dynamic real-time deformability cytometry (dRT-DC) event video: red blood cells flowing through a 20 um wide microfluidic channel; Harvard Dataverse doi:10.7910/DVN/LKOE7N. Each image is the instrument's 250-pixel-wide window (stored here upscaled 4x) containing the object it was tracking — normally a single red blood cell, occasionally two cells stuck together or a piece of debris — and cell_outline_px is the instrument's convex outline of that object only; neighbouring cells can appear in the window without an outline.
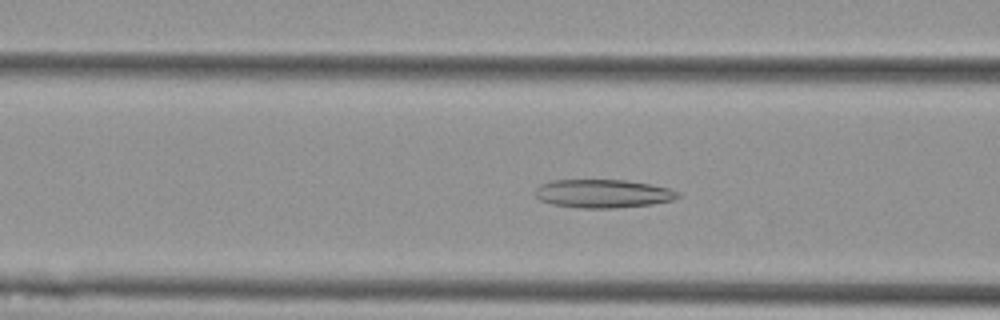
{"species": "Egyptian fruit bat (a non-hibernating species)", "species_latin": "Rousettus aegyptiacus", "temperature_condition": "cold", "stored_images_in_passage": 39, "camera_frame_rate_fps": 3000, "um_per_image_px": 0.085, "animal": {"sex": "female"}, "frame": {"image": 1, "passage_image": 8, "time_ms": 2.333, "image_size_px": [1000, 320], "cell_outline_px": [[680, 196], [672, 200], [652, 204], [616, 208], [580, 208], [552, 204], [540, 200], [536, 196], [536, 188], [540, 184], [552, 180], [624, 180], [648, 184], [668, 188], [676, 192]], "centroid_in_image_um": [51.21, 16.46], "position_along_channel_um": 115.4, "area_um2": 23.41}}
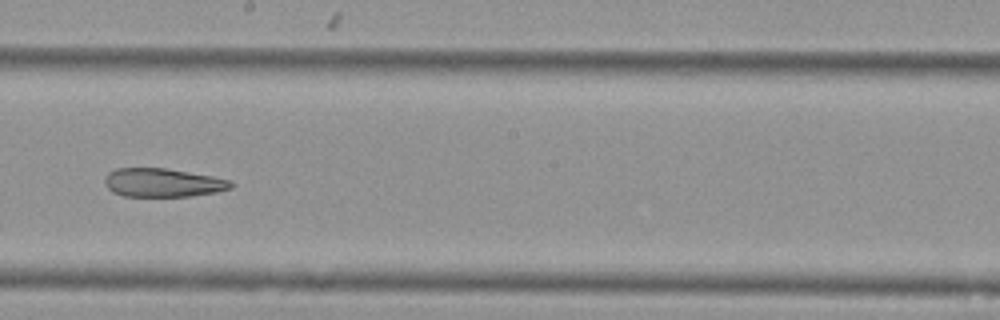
{"frame": {"image": 2, "passage_image": 18, "time_ms": 5.667, "image_size_px": [1000, 320], "cell_outline_px": [[232, 188], [216, 192], [188, 196], [124, 196], [112, 192], [104, 184], [104, 176], [108, 172], [116, 168], [168, 168], [212, 176], [232, 180]], "centroid_in_image_um": [13.81, 15.52], "position_along_channel_um": 234.4, "area_um2": 21.15}}
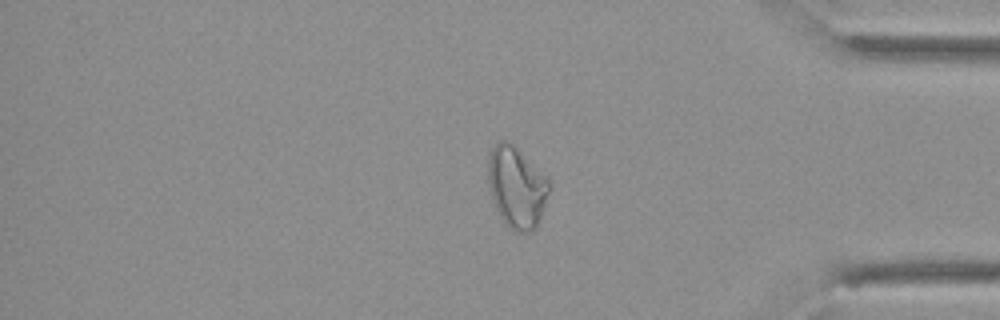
{"frame": {"image": 3, "passage_image": 33, "time_ms": 10.667, "image_size_px": [1000, 320], "cell_outline_px": [[552, 188], [540, 220], [536, 228], [532, 232], [516, 232], [508, 228], [504, 224], [496, 212], [492, 200], [488, 184], [488, 156], [492, 148], [500, 140], [508, 140], [548, 180]], "centroid_in_image_um": [43.9, 15.98], "position_along_channel_um": 391.3, "area_um2": 29.19}}